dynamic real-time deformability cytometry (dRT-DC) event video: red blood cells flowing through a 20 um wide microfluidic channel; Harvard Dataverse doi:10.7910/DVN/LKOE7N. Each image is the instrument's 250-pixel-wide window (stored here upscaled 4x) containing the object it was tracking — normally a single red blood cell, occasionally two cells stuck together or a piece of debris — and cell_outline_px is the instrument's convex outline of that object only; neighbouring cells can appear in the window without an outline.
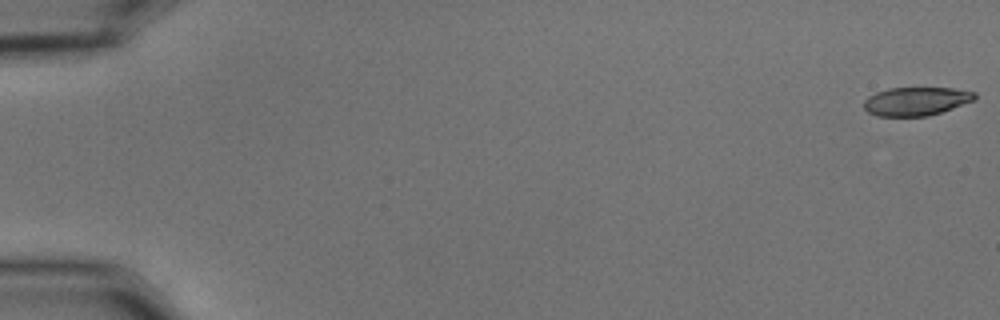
{"species": "common noctule bat (a hibernating species)", "species_latin": "Nyctalus noctula", "temperature_condition": "cold", "stored_images_in_passage": 15, "camera_frame_rate_fps": 3000, "um_per_image_px": 0.085, "animal": {"sex": "male", "body_mass_g": 15.6}, "frame": {"image": 1, "passage_image": 1, "time_ms": 0.0, "image_size_px": [1000, 320], "cell_outline_px": [[976, 100], [928, 116], [876, 116], [868, 112], [864, 108], [864, 100], [868, 96], [876, 92], [888, 88], [952, 88], [976, 92]], "centroid_in_image_um": [77.86, 8.6], "position_along_channel_um": 7.1, "area_um2": 18.44}}